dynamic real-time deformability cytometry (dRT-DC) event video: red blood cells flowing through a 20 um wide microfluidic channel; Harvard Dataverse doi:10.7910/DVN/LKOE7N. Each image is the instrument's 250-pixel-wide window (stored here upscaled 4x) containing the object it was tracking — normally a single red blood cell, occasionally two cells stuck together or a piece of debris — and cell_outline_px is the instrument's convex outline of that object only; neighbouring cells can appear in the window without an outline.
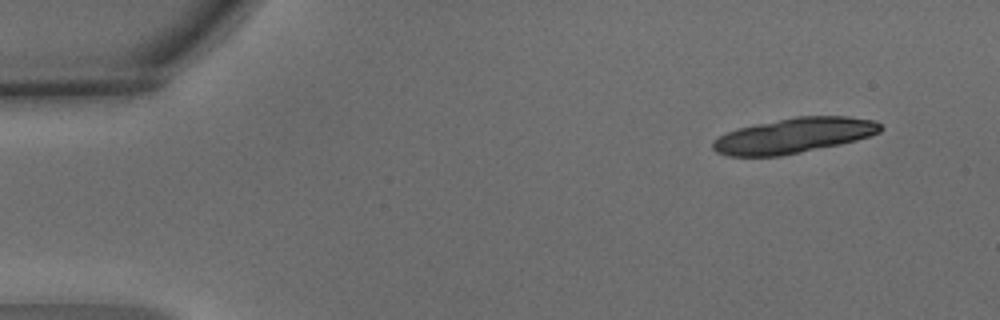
{"species": "common noctule bat (a hibernating species)", "species_latin": "Nyctalus noctula", "temperature_condition": "warm", "stored_images_in_passage": 7, "camera_frame_rate_fps": 3000, "um_per_image_px": 0.085, "animal": {"sex": "male", "body_mass_g": 15.6}, "frame": {"image": 1, "passage_image": 1, "time_ms": 0.0, "image_size_px": [1000, 320], "cell_outline_px": [[884, 128], [880, 132], [856, 140], [840, 144], [780, 156], [728, 156], [716, 152], [712, 148], [712, 140], [736, 128], [796, 116], [848, 116], [876, 120]], "centroid_in_image_um": [67.48, 11.51], "position_along_channel_um": 17.5, "area_um2": 34.33}}